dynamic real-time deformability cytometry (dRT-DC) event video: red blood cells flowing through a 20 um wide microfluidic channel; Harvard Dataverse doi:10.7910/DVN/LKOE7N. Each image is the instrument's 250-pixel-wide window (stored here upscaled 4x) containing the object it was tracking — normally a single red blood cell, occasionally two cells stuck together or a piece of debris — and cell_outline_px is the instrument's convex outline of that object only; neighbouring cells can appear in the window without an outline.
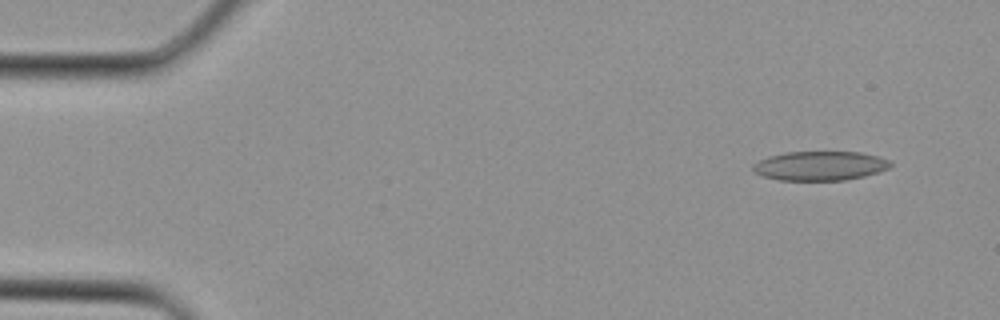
{"species": "Egyptian fruit bat (a non-hibernating species)", "species_latin": "Rousettus aegyptiacus", "temperature_condition": "cold", "stored_images_in_passage": 4, "camera_frame_rate_fps": 3000, "um_per_image_px": 0.085, "animal": {"sex": "female"}, "frame": {"image": 1, "passage_image": 1, "time_ms": 0.0, "image_size_px": [1000, 320], "cell_outline_px": [[892, 164], [888, 168], [880, 172], [864, 176], [844, 180], [780, 180], [764, 176], [752, 172], [752, 164], [768, 156], [784, 152], [860, 152], [892, 160]], "centroid_in_image_um": [69.7, 14.09], "position_along_channel_um": 15.3, "area_um2": 23.52}}
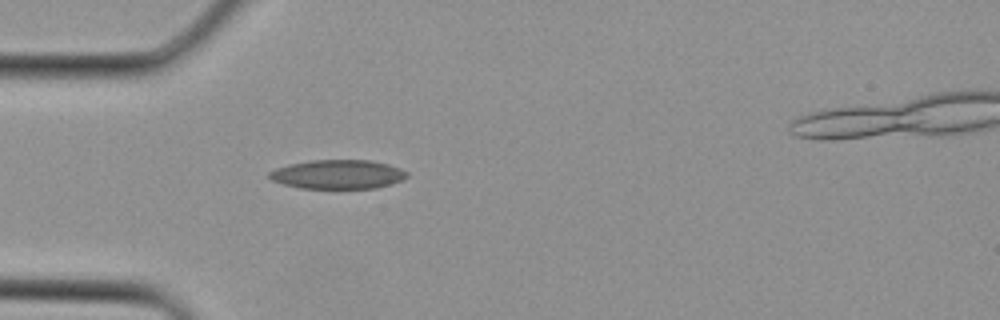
{"frame": {"image": 2, "passage_image": 3, "time_ms": 0.667, "image_size_px": [1000, 320], "cell_outline_px": [[408, 176], [392, 184], [376, 188], [300, 188], [284, 184], [272, 180], [268, 176], [268, 172], [276, 168], [288, 164], [312, 160], [372, 160], [388, 164], [400, 168], [408, 172]], "centroid_in_image_um": [28.72, 14.81], "position_along_channel_um": 56.3, "area_um2": 23.35}}